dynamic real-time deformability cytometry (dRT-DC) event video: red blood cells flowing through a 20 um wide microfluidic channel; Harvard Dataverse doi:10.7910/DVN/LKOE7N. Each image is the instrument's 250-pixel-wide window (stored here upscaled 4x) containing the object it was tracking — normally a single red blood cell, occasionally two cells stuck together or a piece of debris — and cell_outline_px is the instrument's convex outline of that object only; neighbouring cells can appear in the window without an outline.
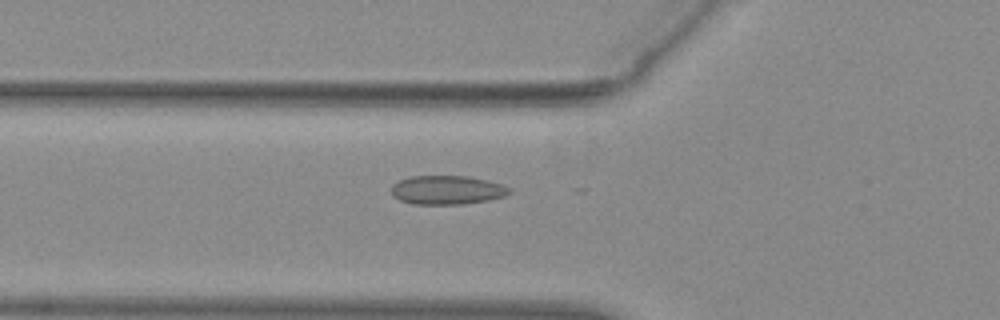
{"species": "common noctule bat (a hibernating species)", "species_latin": "Nyctalus noctula", "temperature_condition": "warm", "stored_images_in_passage": 37, "camera_frame_rate_fps": 3000, "um_per_image_px": 0.085, "animal": {"sex": "female", "body_mass_g": 29.2, "forearm_length_mm": 56.3}, "frame": {"image": 1, "passage_image": 8, "time_ms": 2.333, "image_size_px": [1000, 320], "cell_outline_px": [[512, 192], [504, 196], [488, 200], [464, 204], [412, 204], [400, 200], [392, 196], [392, 184], [400, 180], [412, 176], [468, 176], [488, 180], [512, 188]], "centroid_in_image_um": [38.01, 16.15], "position_along_channel_um": 87.8, "area_um2": 19.94}}
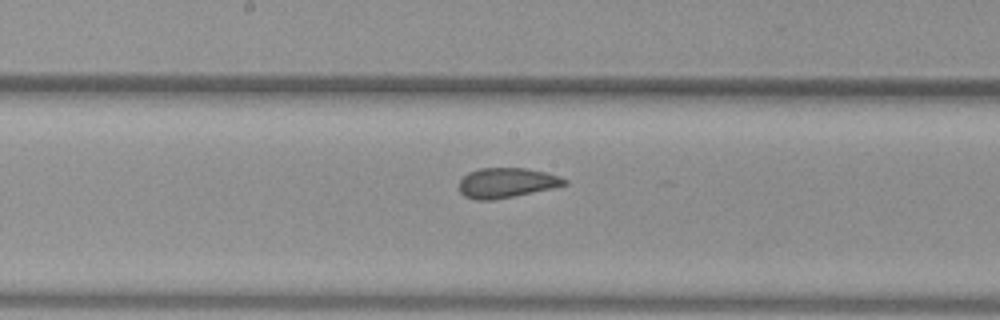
{"frame": {"image": 2, "passage_image": 17, "time_ms": 5.333, "image_size_px": [1000, 320], "cell_outline_px": [[568, 184], [552, 188], [492, 200], [476, 200], [464, 196], [460, 192], [460, 180], [468, 172], [480, 168], [524, 168], [544, 172], [560, 176], [568, 180]], "centroid_in_image_um": [43.05, 15.53], "position_along_channel_um": 205.1, "area_um2": 18.21}}
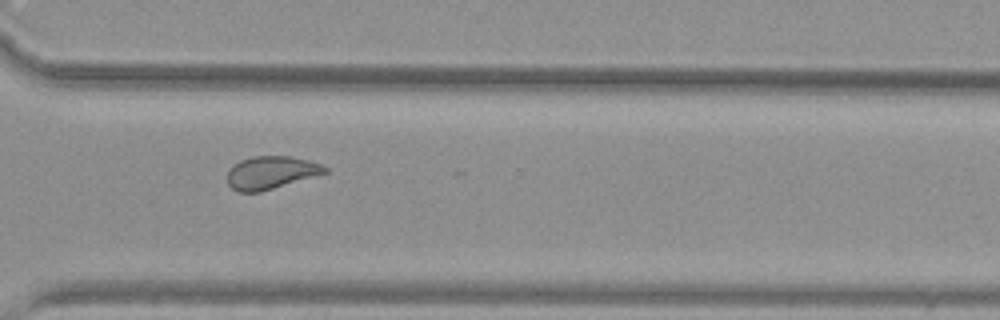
{"frame": {"image": 3, "passage_image": 28, "time_ms": 9.0, "image_size_px": [1000, 320], "cell_outline_px": [[328, 172], [260, 192], [240, 192], [232, 188], [228, 184], [228, 168], [240, 160], [252, 156], [292, 156], [308, 160], [320, 164], [328, 168]], "centroid_in_image_um": [23.01, 14.66], "position_along_channel_um": 347.6, "area_um2": 18.61}, "authors_computed_cell_mechanics": {"area_um2": 18.7272, "velocity_mm_per_s": 3.8867, "shape_relaxation_time_tau1_ms": null, "shape_relaxation_time_tau2_ms": 1.3914, "deformation_change_tau1": null, "deformation_change_tau2": 0.0738}}